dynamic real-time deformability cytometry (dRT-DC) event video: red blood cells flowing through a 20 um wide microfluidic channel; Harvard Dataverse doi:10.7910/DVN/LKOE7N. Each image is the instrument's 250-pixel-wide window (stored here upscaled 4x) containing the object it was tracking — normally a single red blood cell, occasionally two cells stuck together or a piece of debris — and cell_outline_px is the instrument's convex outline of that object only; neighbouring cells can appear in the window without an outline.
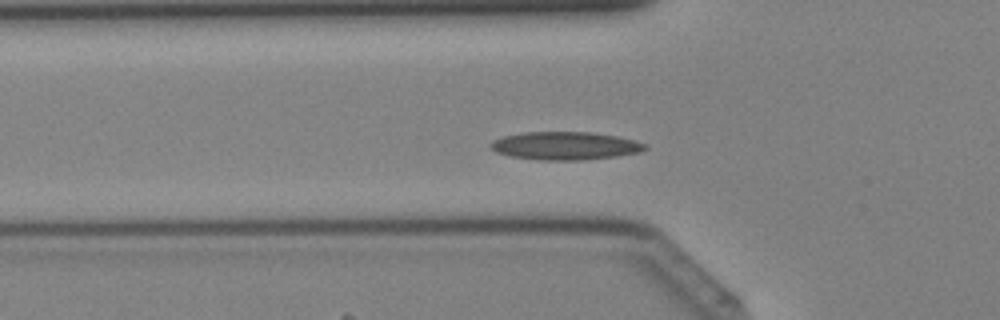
{"species": "Egyptian fruit bat (a non-hibernating species)", "species_latin": "Rousettus aegyptiacus", "temperature_condition": "cold", "stored_images_in_passage": 42, "camera_frame_rate_fps": 3000, "um_per_image_px": 0.085, "animal": {"sex": "female"}, "frame": {"image": 1, "passage_image": 14, "time_ms": 4.333, "image_size_px": [1000, 320], "cell_outline_px": [[648, 148], [640, 152], [616, 156], [584, 160], [540, 160], [512, 156], [496, 152], [492, 148], [492, 140], [504, 136], [524, 132], [592, 132], [616, 136], [648, 144]], "centroid_in_image_um": [48.07, 12.39], "position_along_channel_um": 77.7, "area_um2": 25.09}}
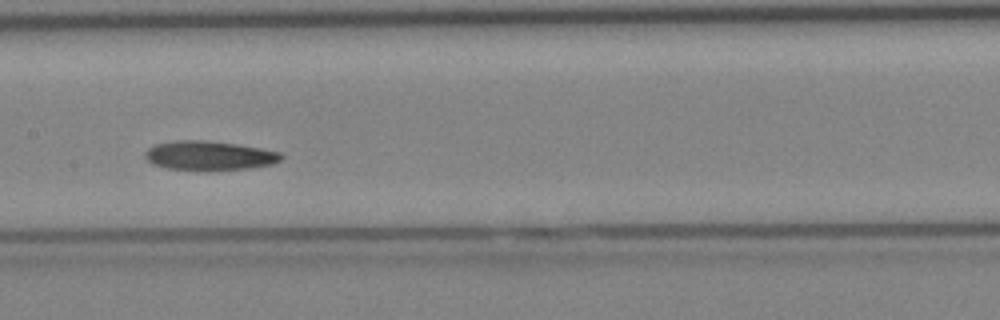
{"frame": {"image": 2, "passage_image": 21, "time_ms": 6.667, "image_size_px": [1000, 320], "cell_outline_px": [[284, 156], [280, 160], [272, 164], [252, 168], [208, 172], [196, 172], [164, 168], [152, 164], [144, 156], [144, 152], [148, 148], [156, 144], [176, 140], [204, 140], [236, 144], [260, 148], [280, 152]], "centroid_in_image_um": [17.76, 13.26], "position_along_channel_um": 189.6, "area_um2": 23.93}}
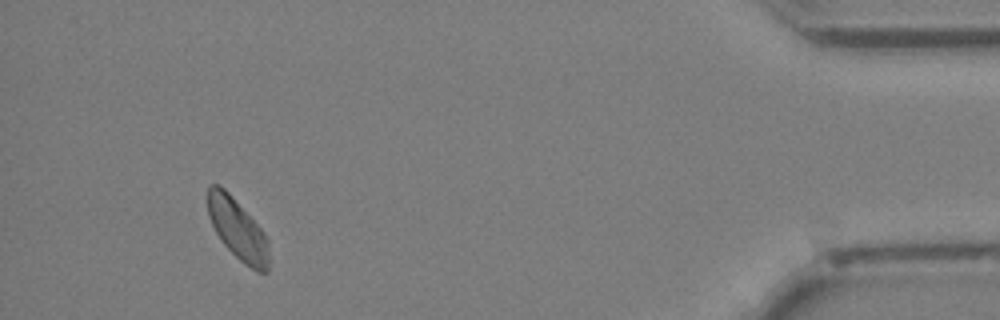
{"frame": {"image": 3, "passage_image": 39, "time_ms": 12.667, "image_size_px": [1000, 320], "cell_outline_px": [[268, 272], [256, 272], [244, 264], [220, 240], [208, 216], [208, 184], [220, 184], [228, 192], [264, 232], [268, 240]], "centroid_in_image_um": [20.19, 19.49], "position_along_channel_um": 415.0, "area_um2": 21.5}}